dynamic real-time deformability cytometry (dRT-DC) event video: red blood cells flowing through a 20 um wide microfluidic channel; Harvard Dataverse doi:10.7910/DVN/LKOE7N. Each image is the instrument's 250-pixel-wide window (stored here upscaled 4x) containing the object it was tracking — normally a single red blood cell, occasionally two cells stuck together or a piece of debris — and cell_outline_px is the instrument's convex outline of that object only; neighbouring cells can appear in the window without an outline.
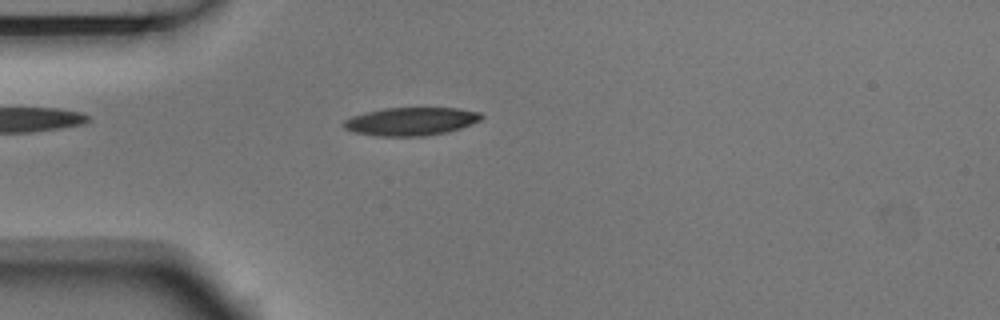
{"species": "Egyptian fruit bat (a non-hibernating species)", "species_latin": "Rousettus aegyptiacus", "temperature_condition": "room temperature", "stored_images_in_passage": 2, "camera_frame_rate_fps": 3000, "um_per_image_px": 0.085, "animal": {"sex": "male"}, "frame": {"image": 1, "passage_image": 2, "time_ms": 0.333, "image_size_px": [1000, 320], "cell_outline_px": [[484, 116], [480, 120], [472, 124], [448, 132], [424, 136], [376, 136], [352, 132], [344, 128], [340, 124], [344, 120], [352, 116], [384, 108], [456, 108], [480, 112]], "centroid_in_image_um": [34.91, 10.32], "position_along_channel_um": 50.1, "area_um2": 22.66}}